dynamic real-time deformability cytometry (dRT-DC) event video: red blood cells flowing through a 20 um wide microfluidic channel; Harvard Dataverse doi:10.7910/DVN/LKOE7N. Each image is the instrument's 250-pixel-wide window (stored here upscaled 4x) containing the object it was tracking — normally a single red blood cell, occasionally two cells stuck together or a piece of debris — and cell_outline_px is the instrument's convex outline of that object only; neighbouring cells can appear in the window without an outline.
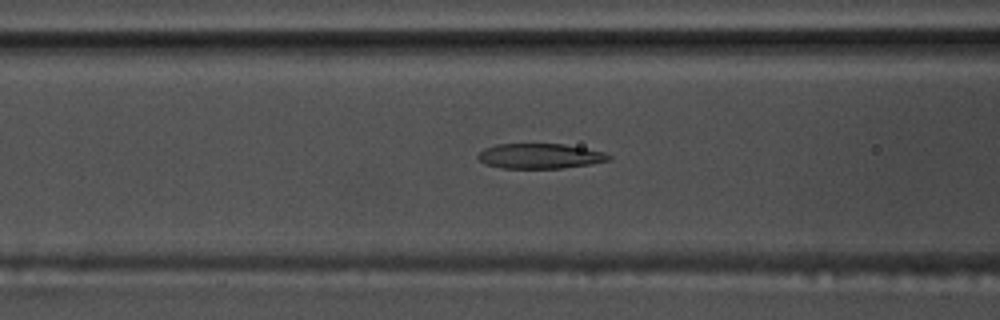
{"species": "common noctule bat (a hibernating species)", "species_latin": "Nyctalus noctula", "temperature_condition": "warm", "stored_images_in_passage": 54, "camera_frame_rate_fps": 3000, "um_per_image_px": 0.085, "animal": {"sex": "male", "body_mass_g": 17.5, "forearm_length_mm": 52.3}, "frame": {"image": 1, "passage_image": 22, "time_ms": 7.0, "image_size_px": [1000, 320], "cell_outline_px": [[612, 156], [608, 160], [592, 164], [560, 168], [500, 168], [484, 164], [476, 156], [484, 148], [496, 144], [564, 144], [604, 152]], "centroid_in_image_um": [45.86, 13.26], "position_along_channel_um": 120.7, "area_um2": 19.07}}
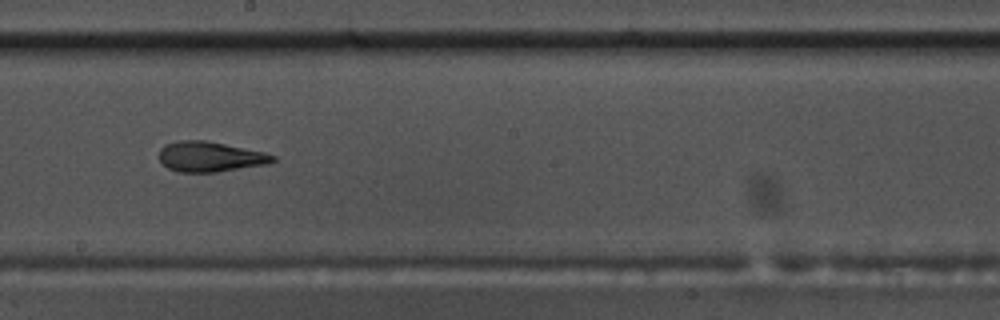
{"frame": {"image": 2, "passage_image": 31, "time_ms": 10.0, "image_size_px": [1000, 320], "cell_outline_px": [[276, 160], [268, 164], [216, 172], [180, 172], [168, 168], [160, 160], [160, 148], [164, 144], [180, 140], [208, 140], [264, 152], [276, 156]], "centroid_in_image_um": [17.87, 13.31], "position_along_channel_um": 230.3, "area_um2": 20.06}}
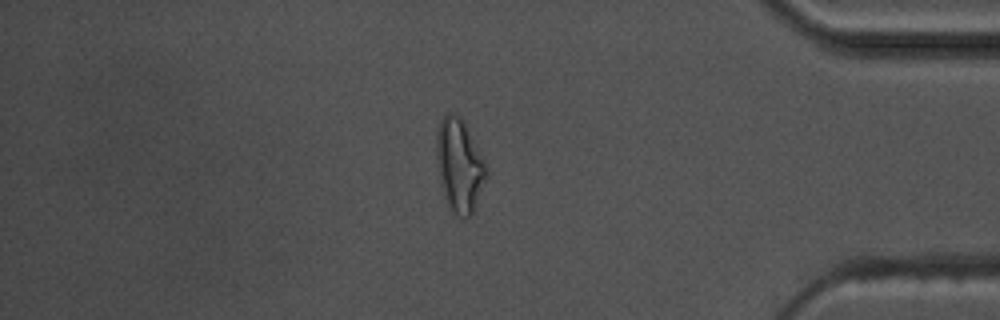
{"frame": {"image": 3, "passage_image": 47, "time_ms": 15.333, "image_size_px": [1000, 320], "cell_outline_px": [[488, 176], [472, 212], [468, 216], [460, 216], [452, 212], [448, 208], [440, 184], [436, 156], [436, 132], [440, 120], [448, 112], [452, 112], [460, 116], [484, 160], [488, 168]], "centroid_in_image_um": [39.03, 14.05], "position_along_channel_um": 396.2, "area_um2": 26.93}, "authors_computed_cell_mechanics": {"area_um2": 20.3745, "velocity_mm_per_s": 3.6672, "shape_relaxation_time_tau1_ms": 7.7456, "shape_relaxation_time_tau2_ms": 3.0416, "deformation_change_tau1": 0.2415, "deformation_change_tau2": 0.1232}}